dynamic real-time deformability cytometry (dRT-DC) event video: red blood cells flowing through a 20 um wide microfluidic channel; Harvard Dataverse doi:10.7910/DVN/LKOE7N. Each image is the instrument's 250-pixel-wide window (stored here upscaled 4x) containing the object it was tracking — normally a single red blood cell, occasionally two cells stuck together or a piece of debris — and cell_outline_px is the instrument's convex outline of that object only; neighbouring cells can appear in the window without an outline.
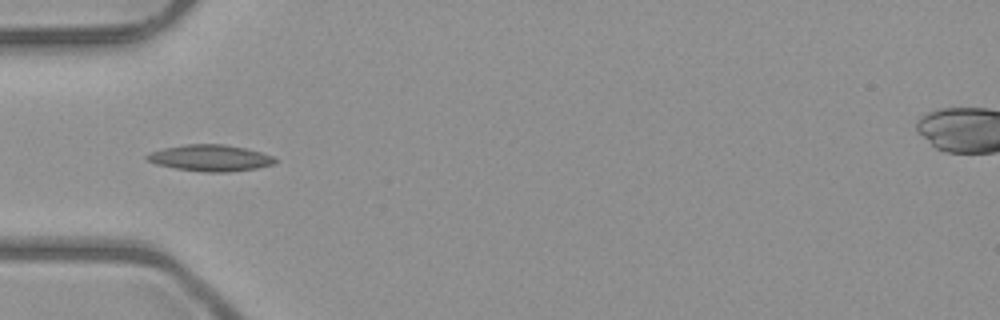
{"species": "common noctule bat (a hibernating species)", "species_latin": "Nyctalus noctula", "temperature_condition": "room temperature", "stored_images_in_passage": 8, "camera_frame_rate_fps": 3000, "um_per_image_px": 0.085, "animal": {"sex": "male", "body_mass_g": 23.1, "forearm_length_mm": 52.7}, "frame": {"image": 1, "passage_image": 4, "time_ms": 3.667, "image_size_px": [1000, 320], "cell_outline_px": [[280, 160], [272, 164], [256, 168], [228, 172], [208, 172], [176, 168], [156, 164], [148, 160], [144, 156], [152, 152], [164, 148], [184, 144], [224, 144], [248, 148], [272, 156]], "centroid_in_image_um": [17.9, 13.42], "position_along_channel_um": 67.1, "area_um2": 19.59}}
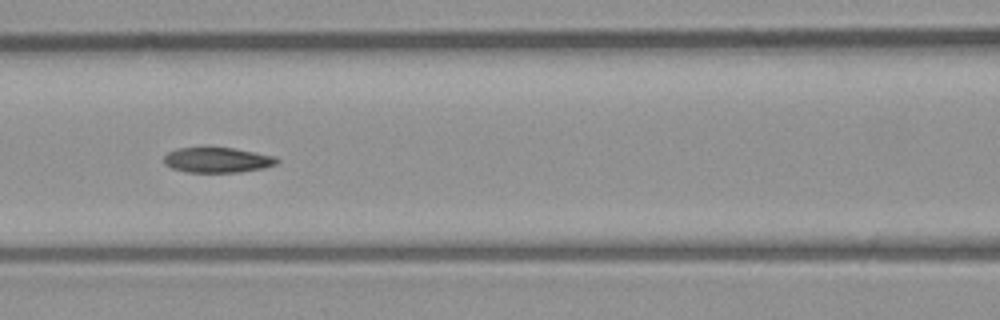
{"frame": {"image": 2, "passage_image": 6, "time_ms": 5.667, "image_size_px": [1000, 320], "cell_outline_px": [[280, 160], [276, 164], [264, 168], [240, 172], [188, 172], [172, 168], [164, 164], [164, 156], [168, 152], [176, 148], [208, 144], [232, 148], [276, 156]], "centroid_in_image_um": [18.44, 13.55], "position_along_channel_um": 148.2, "area_um2": 17.34}}
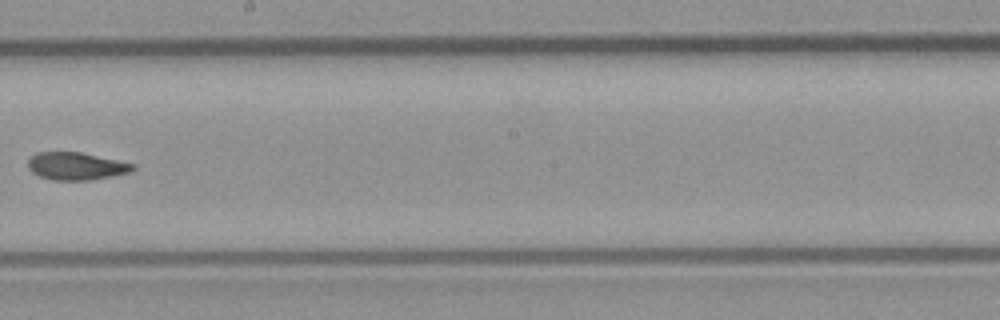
{"frame": {"image": 3, "passage_image": 8, "time_ms": 8.0, "image_size_px": [1000, 320], "cell_outline_px": [[136, 168], [132, 172], [92, 180], [52, 180], [40, 176], [32, 172], [28, 168], [28, 160], [36, 152], [80, 152], [136, 164]], "centroid_in_image_um": [6.5, 14.12], "position_along_channel_um": 241.7, "area_um2": 16.94}}